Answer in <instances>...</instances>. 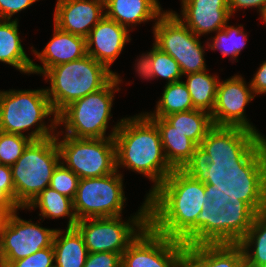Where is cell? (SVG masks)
<instances>
[{"label":"cell","instance_id":"1","mask_svg":"<svg viewBox=\"0 0 266 267\" xmlns=\"http://www.w3.org/2000/svg\"><path fill=\"white\" fill-rule=\"evenodd\" d=\"M237 150L202 169H174L147 197L149 226L185 243L206 233L221 187L245 164Z\"/></svg>","mask_w":266,"mask_h":267},{"label":"cell","instance_id":"2","mask_svg":"<svg viewBox=\"0 0 266 267\" xmlns=\"http://www.w3.org/2000/svg\"><path fill=\"white\" fill-rule=\"evenodd\" d=\"M266 197V167L244 164L216 195L210 223L200 243H239Z\"/></svg>","mask_w":266,"mask_h":267},{"label":"cell","instance_id":"3","mask_svg":"<svg viewBox=\"0 0 266 267\" xmlns=\"http://www.w3.org/2000/svg\"><path fill=\"white\" fill-rule=\"evenodd\" d=\"M252 88L240 75L219 81L211 113L215 128L236 149L246 164L266 167V137L245 116L254 99Z\"/></svg>","mask_w":266,"mask_h":267},{"label":"cell","instance_id":"4","mask_svg":"<svg viewBox=\"0 0 266 267\" xmlns=\"http://www.w3.org/2000/svg\"><path fill=\"white\" fill-rule=\"evenodd\" d=\"M114 141L116 170L124 166L153 181L146 198L174 170L165 158L158 127L145 113L123 118Z\"/></svg>","mask_w":266,"mask_h":267},{"label":"cell","instance_id":"5","mask_svg":"<svg viewBox=\"0 0 266 267\" xmlns=\"http://www.w3.org/2000/svg\"><path fill=\"white\" fill-rule=\"evenodd\" d=\"M53 115L50 125L44 119ZM35 130L25 135L23 131ZM57 114L47 96L46 89L0 91V131L27 136L32 141L56 135Z\"/></svg>","mask_w":266,"mask_h":267},{"label":"cell","instance_id":"6","mask_svg":"<svg viewBox=\"0 0 266 267\" xmlns=\"http://www.w3.org/2000/svg\"><path fill=\"white\" fill-rule=\"evenodd\" d=\"M43 76L50 81L46 92L58 115L69 104L103 88L114 72L87 54L52 67Z\"/></svg>","mask_w":266,"mask_h":267},{"label":"cell","instance_id":"7","mask_svg":"<svg viewBox=\"0 0 266 267\" xmlns=\"http://www.w3.org/2000/svg\"><path fill=\"white\" fill-rule=\"evenodd\" d=\"M120 76L114 77L100 90L90 93L65 107L57 115V124L65 126V135L75 138H114L122 119L106 135L111 118L114 92L119 91Z\"/></svg>","mask_w":266,"mask_h":267},{"label":"cell","instance_id":"8","mask_svg":"<svg viewBox=\"0 0 266 267\" xmlns=\"http://www.w3.org/2000/svg\"><path fill=\"white\" fill-rule=\"evenodd\" d=\"M61 162L55 136L33 140L23 154L10 166L15 188V202L26 208L30 202L49 187L57 165Z\"/></svg>","mask_w":266,"mask_h":267},{"label":"cell","instance_id":"9","mask_svg":"<svg viewBox=\"0 0 266 267\" xmlns=\"http://www.w3.org/2000/svg\"><path fill=\"white\" fill-rule=\"evenodd\" d=\"M148 225V202L145 198L138 212L126 222L121 216L85 218L78 220L75 228L82 235L88 253L113 252L122 256Z\"/></svg>","mask_w":266,"mask_h":267},{"label":"cell","instance_id":"10","mask_svg":"<svg viewBox=\"0 0 266 267\" xmlns=\"http://www.w3.org/2000/svg\"><path fill=\"white\" fill-rule=\"evenodd\" d=\"M55 135L60 158L65 166L80 179L101 177L116 171V146L114 138H75L64 135L60 141Z\"/></svg>","mask_w":266,"mask_h":267},{"label":"cell","instance_id":"11","mask_svg":"<svg viewBox=\"0 0 266 267\" xmlns=\"http://www.w3.org/2000/svg\"><path fill=\"white\" fill-rule=\"evenodd\" d=\"M154 44L174 58L182 75L207 70L205 49L194 34L173 12L166 11L154 24Z\"/></svg>","mask_w":266,"mask_h":267},{"label":"cell","instance_id":"12","mask_svg":"<svg viewBox=\"0 0 266 267\" xmlns=\"http://www.w3.org/2000/svg\"><path fill=\"white\" fill-rule=\"evenodd\" d=\"M80 179L73 199L77 220L122 216L126 197L123 175L118 173Z\"/></svg>","mask_w":266,"mask_h":267},{"label":"cell","instance_id":"13","mask_svg":"<svg viewBox=\"0 0 266 267\" xmlns=\"http://www.w3.org/2000/svg\"><path fill=\"white\" fill-rule=\"evenodd\" d=\"M186 243L168 238L149 225L122 253L121 267H176L185 258Z\"/></svg>","mask_w":266,"mask_h":267},{"label":"cell","instance_id":"14","mask_svg":"<svg viewBox=\"0 0 266 267\" xmlns=\"http://www.w3.org/2000/svg\"><path fill=\"white\" fill-rule=\"evenodd\" d=\"M171 130L191 139L212 161L230 158L237 150L215 128L211 114L203 110H188L165 116Z\"/></svg>","mask_w":266,"mask_h":267},{"label":"cell","instance_id":"15","mask_svg":"<svg viewBox=\"0 0 266 267\" xmlns=\"http://www.w3.org/2000/svg\"><path fill=\"white\" fill-rule=\"evenodd\" d=\"M17 211L0 217V227L3 237V252L7 266L16 260L51 247L57 229L40 226V222L21 219Z\"/></svg>","mask_w":266,"mask_h":267},{"label":"cell","instance_id":"16","mask_svg":"<svg viewBox=\"0 0 266 267\" xmlns=\"http://www.w3.org/2000/svg\"><path fill=\"white\" fill-rule=\"evenodd\" d=\"M158 127L165 158L173 169H202L213 162L191 139L164 118H150Z\"/></svg>","mask_w":266,"mask_h":267},{"label":"cell","instance_id":"17","mask_svg":"<svg viewBox=\"0 0 266 267\" xmlns=\"http://www.w3.org/2000/svg\"><path fill=\"white\" fill-rule=\"evenodd\" d=\"M55 6L54 25L84 38L105 16L104 0H57Z\"/></svg>","mask_w":266,"mask_h":267},{"label":"cell","instance_id":"18","mask_svg":"<svg viewBox=\"0 0 266 267\" xmlns=\"http://www.w3.org/2000/svg\"><path fill=\"white\" fill-rule=\"evenodd\" d=\"M181 4L182 16L172 12L199 37L223 29L231 18L228 0H182Z\"/></svg>","mask_w":266,"mask_h":267},{"label":"cell","instance_id":"19","mask_svg":"<svg viewBox=\"0 0 266 267\" xmlns=\"http://www.w3.org/2000/svg\"><path fill=\"white\" fill-rule=\"evenodd\" d=\"M129 33V29L104 16L86 37L87 54L110 70L126 42H130Z\"/></svg>","mask_w":266,"mask_h":267},{"label":"cell","instance_id":"20","mask_svg":"<svg viewBox=\"0 0 266 267\" xmlns=\"http://www.w3.org/2000/svg\"><path fill=\"white\" fill-rule=\"evenodd\" d=\"M53 38L46 44V47L38 52H32L43 63L38 65L33 62L31 73L42 74V76L52 67L78 60L87 55L86 38L60 30L54 25Z\"/></svg>","mask_w":266,"mask_h":267},{"label":"cell","instance_id":"21","mask_svg":"<svg viewBox=\"0 0 266 267\" xmlns=\"http://www.w3.org/2000/svg\"><path fill=\"white\" fill-rule=\"evenodd\" d=\"M185 259L193 267H245L238 243H186Z\"/></svg>","mask_w":266,"mask_h":267},{"label":"cell","instance_id":"22","mask_svg":"<svg viewBox=\"0 0 266 267\" xmlns=\"http://www.w3.org/2000/svg\"><path fill=\"white\" fill-rule=\"evenodd\" d=\"M105 16L128 29L130 25L159 19L165 11L158 0H104ZM162 11V12H161Z\"/></svg>","mask_w":266,"mask_h":267},{"label":"cell","instance_id":"23","mask_svg":"<svg viewBox=\"0 0 266 267\" xmlns=\"http://www.w3.org/2000/svg\"><path fill=\"white\" fill-rule=\"evenodd\" d=\"M52 246L55 267H84L88 250L75 227L66 228L65 231L57 229Z\"/></svg>","mask_w":266,"mask_h":267},{"label":"cell","instance_id":"24","mask_svg":"<svg viewBox=\"0 0 266 267\" xmlns=\"http://www.w3.org/2000/svg\"><path fill=\"white\" fill-rule=\"evenodd\" d=\"M18 19H0V61L31 74L33 61L27 56L18 32Z\"/></svg>","mask_w":266,"mask_h":267},{"label":"cell","instance_id":"25","mask_svg":"<svg viewBox=\"0 0 266 267\" xmlns=\"http://www.w3.org/2000/svg\"><path fill=\"white\" fill-rule=\"evenodd\" d=\"M37 207L41 212L39 216L41 215L44 218L57 219L68 216L67 228H74L78 221L74 211L73 200L50 187L45 188L38 194L26 209L31 210Z\"/></svg>","mask_w":266,"mask_h":267},{"label":"cell","instance_id":"26","mask_svg":"<svg viewBox=\"0 0 266 267\" xmlns=\"http://www.w3.org/2000/svg\"><path fill=\"white\" fill-rule=\"evenodd\" d=\"M238 244L244 253L245 267H266V214L262 210Z\"/></svg>","mask_w":266,"mask_h":267},{"label":"cell","instance_id":"27","mask_svg":"<svg viewBox=\"0 0 266 267\" xmlns=\"http://www.w3.org/2000/svg\"><path fill=\"white\" fill-rule=\"evenodd\" d=\"M184 82L190 93L194 109L212 113L216 101L218 76L207 73V70L186 75Z\"/></svg>","mask_w":266,"mask_h":267},{"label":"cell","instance_id":"28","mask_svg":"<svg viewBox=\"0 0 266 267\" xmlns=\"http://www.w3.org/2000/svg\"><path fill=\"white\" fill-rule=\"evenodd\" d=\"M163 91L161 99L157 102L156 110L152 113H145L149 118H164L173 113L194 109L190 93L184 81L166 84Z\"/></svg>","mask_w":266,"mask_h":267},{"label":"cell","instance_id":"29","mask_svg":"<svg viewBox=\"0 0 266 267\" xmlns=\"http://www.w3.org/2000/svg\"><path fill=\"white\" fill-rule=\"evenodd\" d=\"M217 35L212 37V41L207 42L206 48L211 50H219L223 57L230 56L231 59L237 60L241 50L245 47L247 34L244 32L243 25L238 27L228 24L221 30H218Z\"/></svg>","mask_w":266,"mask_h":267},{"label":"cell","instance_id":"30","mask_svg":"<svg viewBox=\"0 0 266 267\" xmlns=\"http://www.w3.org/2000/svg\"><path fill=\"white\" fill-rule=\"evenodd\" d=\"M151 62L153 66V79L161 77L168 80L166 83L170 84L180 81L183 76L179 64L174 58L166 52H163L154 43L151 50Z\"/></svg>","mask_w":266,"mask_h":267},{"label":"cell","instance_id":"31","mask_svg":"<svg viewBox=\"0 0 266 267\" xmlns=\"http://www.w3.org/2000/svg\"><path fill=\"white\" fill-rule=\"evenodd\" d=\"M31 141L27 136L0 131V163L12 166Z\"/></svg>","mask_w":266,"mask_h":267},{"label":"cell","instance_id":"32","mask_svg":"<svg viewBox=\"0 0 266 267\" xmlns=\"http://www.w3.org/2000/svg\"><path fill=\"white\" fill-rule=\"evenodd\" d=\"M80 178L60 162L55 168L49 187L72 200L75 197Z\"/></svg>","mask_w":266,"mask_h":267},{"label":"cell","instance_id":"33","mask_svg":"<svg viewBox=\"0 0 266 267\" xmlns=\"http://www.w3.org/2000/svg\"><path fill=\"white\" fill-rule=\"evenodd\" d=\"M7 267H55L53 246L41 249L23 259L12 261Z\"/></svg>","mask_w":266,"mask_h":267},{"label":"cell","instance_id":"34","mask_svg":"<svg viewBox=\"0 0 266 267\" xmlns=\"http://www.w3.org/2000/svg\"><path fill=\"white\" fill-rule=\"evenodd\" d=\"M122 256L113 252L88 253L84 267H121Z\"/></svg>","mask_w":266,"mask_h":267},{"label":"cell","instance_id":"35","mask_svg":"<svg viewBox=\"0 0 266 267\" xmlns=\"http://www.w3.org/2000/svg\"><path fill=\"white\" fill-rule=\"evenodd\" d=\"M38 0H0V19L11 20L12 16Z\"/></svg>","mask_w":266,"mask_h":267},{"label":"cell","instance_id":"36","mask_svg":"<svg viewBox=\"0 0 266 267\" xmlns=\"http://www.w3.org/2000/svg\"><path fill=\"white\" fill-rule=\"evenodd\" d=\"M254 95L266 94V61H264L250 81Z\"/></svg>","mask_w":266,"mask_h":267},{"label":"cell","instance_id":"37","mask_svg":"<svg viewBox=\"0 0 266 267\" xmlns=\"http://www.w3.org/2000/svg\"><path fill=\"white\" fill-rule=\"evenodd\" d=\"M0 188L3 189L15 201V188L11 168L0 164Z\"/></svg>","mask_w":266,"mask_h":267},{"label":"cell","instance_id":"38","mask_svg":"<svg viewBox=\"0 0 266 267\" xmlns=\"http://www.w3.org/2000/svg\"><path fill=\"white\" fill-rule=\"evenodd\" d=\"M140 59L138 58V62L136 64V72L138 73V75L141 76V78L143 77L144 79H152L153 78V74H152V70H153V66H152V62H151V50L149 52H147L146 54H142V56Z\"/></svg>","mask_w":266,"mask_h":267},{"label":"cell","instance_id":"39","mask_svg":"<svg viewBox=\"0 0 266 267\" xmlns=\"http://www.w3.org/2000/svg\"><path fill=\"white\" fill-rule=\"evenodd\" d=\"M266 4V0H228V7L230 15L239 8H249V7H256L257 10L259 9V13L261 12L263 6Z\"/></svg>","mask_w":266,"mask_h":267},{"label":"cell","instance_id":"40","mask_svg":"<svg viewBox=\"0 0 266 267\" xmlns=\"http://www.w3.org/2000/svg\"><path fill=\"white\" fill-rule=\"evenodd\" d=\"M20 209L24 208H20L17 203L0 188V217L6 216Z\"/></svg>","mask_w":266,"mask_h":267},{"label":"cell","instance_id":"41","mask_svg":"<svg viewBox=\"0 0 266 267\" xmlns=\"http://www.w3.org/2000/svg\"><path fill=\"white\" fill-rule=\"evenodd\" d=\"M0 267H7L5 255L3 252V237H2L1 227H0Z\"/></svg>","mask_w":266,"mask_h":267},{"label":"cell","instance_id":"42","mask_svg":"<svg viewBox=\"0 0 266 267\" xmlns=\"http://www.w3.org/2000/svg\"><path fill=\"white\" fill-rule=\"evenodd\" d=\"M176 267H193L185 258Z\"/></svg>","mask_w":266,"mask_h":267},{"label":"cell","instance_id":"43","mask_svg":"<svg viewBox=\"0 0 266 267\" xmlns=\"http://www.w3.org/2000/svg\"><path fill=\"white\" fill-rule=\"evenodd\" d=\"M261 19H263L264 23L266 24V4L263 6L260 12Z\"/></svg>","mask_w":266,"mask_h":267},{"label":"cell","instance_id":"44","mask_svg":"<svg viewBox=\"0 0 266 267\" xmlns=\"http://www.w3.org/2000/svg\"><path fill=\"white\" fill-rule=\"evenodd\" d=\"M261 210L266 214V197L262 201Z\"/></svg>","mask_w":266,"mask_h":267}]
</instances>
